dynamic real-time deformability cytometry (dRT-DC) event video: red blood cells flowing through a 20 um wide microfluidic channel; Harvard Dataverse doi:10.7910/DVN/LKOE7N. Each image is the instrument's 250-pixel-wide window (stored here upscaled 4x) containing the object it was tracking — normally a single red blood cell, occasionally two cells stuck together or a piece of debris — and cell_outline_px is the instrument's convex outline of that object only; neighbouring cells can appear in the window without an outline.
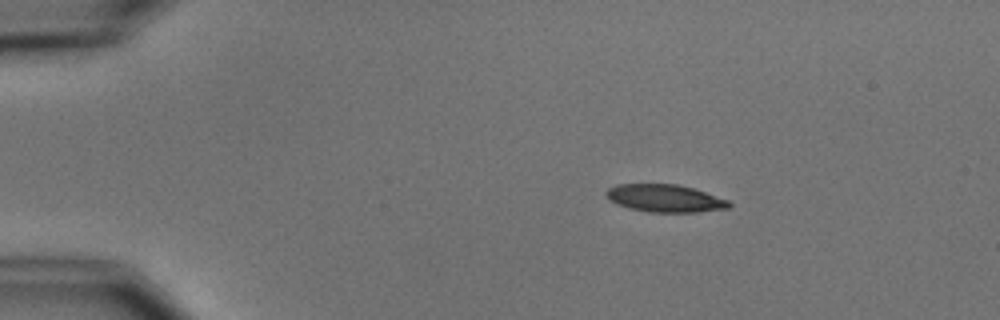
{"species": "common noctule bat (a hibernating species)", "species_latin": "Nyctalus noctula", "temperature_condition": "cold", "stored_images_in_passage": 4, "camera_frame_rate_fps": 3000, "um_per_image_px": 0.085, "animal": {"sex": "male", "body_mass_g": 15.6}, "frame": {"image": 1, "passage_image": 2, "time_ms": 1.0, "image_size_px": [1000, 320], "cell_outline_px": [[732, 204], [728, 208], [700, 212], [648, 212], [628, 208], [616, 204], [608, 200], [604, 196], [604, 192], [608, 188], [616, 184], [680, 184], [728, 200]], "centroid_in_image_um": [56.45, 16.85], "position_along_channel_um": 28.5, "area_um2": 19.94}}